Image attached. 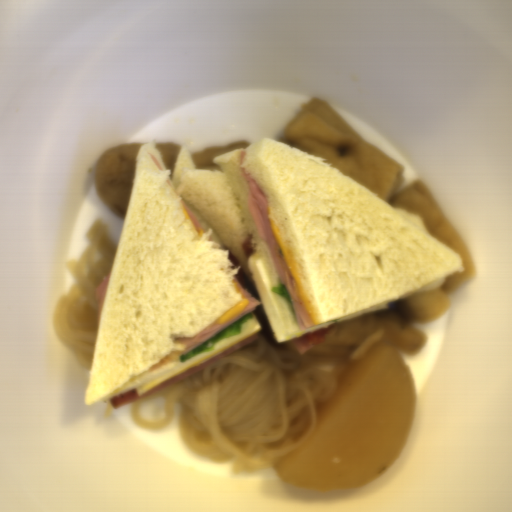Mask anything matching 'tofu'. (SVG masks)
<instances>
[{"mask_svg":"<svg viewBox=\"0 0 512 512\" xmlns=\"http://www.w3.org/2000/svg\"><path fill=\"white\" fill-rule=\"evenodd\" d=\"M339 168L393 208L418 213L429 234L456 251L464 271L446 277L440 288L389 301L409 322L428 323L440 318L455 292L474 278L469 251L426 181L403 185L404 165L366 140L349 120L325 99L304 102L277 140Z\"/></svg>","mask_w":512,"mask_h":512,"instance_id":"obj_1","label":"tofu"}]
</instances>
